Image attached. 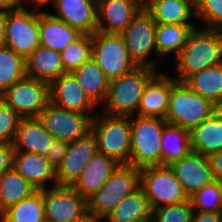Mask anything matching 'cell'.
<instances>
[{
    "mask_svg": "<svg viewBox=\"0 0 222 222\" xmlns=\"http://www.w3.org/2000/svg\"><path fill=\"white\" fill-rule=\"evenodd\" d=\"M91 57L111 80L138 67L131 58L120 34L95 32L92 34Z\"/></svg>",
    "mask_w": 222,
    "mask_h": 222,
    "instance_id": "cell-7",
    "label": "cell"
},
{
    "mask_svg": "<svg viewBox=\"0 0 222 222\" xmlns=\"http://www.w3.org/2000/svg\"><path fill=\"white\" fill-rule=\"evenodd\" d=\"M141 9L134 0H97V31L120 34Z\"/></svg>",
    "mask_w": 222,
    "mask_h": 222,
    "instance_id": "cell-17",
    "label": "cell"
},
{
    "mask_svg": "<svg viewBox=\"0 0 222 222\" xmlns=\"http://www.w3.org/2000/svg\"><path fill=\"white\" fill-rule=\"evenodd\" d=\"M20 117H38L50 101L49 84L25 76L0 94Z\"/></svg>",
    "mask_w": 222,
    "mask_h": 222,
    "instance_id": "cell-11",
    "label": "cell"
},
{
    "mask_svg": "<svg viewBox=\"0 0 222 222\" xmlns=\"http://www.w3.org/2000/svg\"><path fill=\"white\" fill-rule=\"evenodd\" d=\"M130 116L131 151L129 165L142 169L162 166L161 137L165 119Z\"/></svg>",
    "mask_w": 222,
    "mask_h": 222,
    "instance_id": "cell-4",
    "label": "cell"
},
{
    "mask_svg": "<svg viewBox=\"0 0 222 222\" xmlns=\"http://www.w3.org/2000/svg\"><path fill=\"white\" fill-rule=\"evenodd\" d=\"M57 15L51 16L67 23L81 34L97 32V0H54Z\"/></svg>",
    "mask_w": 222,
    "mask_h": 222,
    "instance_id": "cell-18",
    "label": "cell"
},
{
    "mask_svg": "<svg viewBox=\"0 0 222 222\" xmlns=\"http://www.w3.org/2000/svg\"><path fill=\"white\" fill-rule=\"evenodd\" d=\"M60 222V221H57ZM67 222H95L93 219H75Z\"/></svg>",
    "mask_w": 222,
    "mask_h": 222,
    "instance_id": "cell-49",
    "label": "cell"
},
{
    "mask_svg": "<svg viewBox=\"0 0 222 222\" xmlns=\"http://www.w3.org/2000/svg\"><path fill=\"white\" fill-rule=\"evenodd\" d=\"M152 209L141 188L126 196L104 222H151Z\"/></svg>",
    "mask_w": 222,
    "mask_h": 222,
    "instance_id": "cell-27",
    "label": "cell"
},
{
    "mask_svg": "<svg viewBox=\"0 0 222 222\" xmlns=\"http://www.w3.org/2000/svg\"><path fill=\"white\" fill-rule=\"evenodd\" d=\"M214 180L222 181V150L208 156Z\"/></svg>",
    "mask_w": 222,
    "mask_h": 222,
    "instance_id": "cell-42",
    "label": "cell"
},
{
    "mask_svg": "<svg viewBox=\"0 0 222 222\" xmlns=\"http://www.w3.org/2000/svg\"><path fill=\"white\" fill-rule=\"evenodd\" d=\"M141 8L147 7L153 0H134Z\"/></svg>",
    "mask_w": 222,
    "mask_h": 222,
    "instance_id": "cell-48",
    "label": "cell"
},
{
    "mask_svg": "<svg viewBox=\"0 0 222 222\" xmlns=\"http://www.w3.org/2000/svg\"><path fill=\"white\" fill-rule=\"evenodd\" d=\"M55 140L70 143L91 131L92 118L85 113L64 109L49 101L37 117Z\"/></svg>",
    "mask_w": 222,
    "mask_h": 222,
    "instance_id": "cell-10",
    "label": "cell"
},
{
    "mask_svg": "<svg viewBox=\"0 0 222 222\" xmlns=\"http://www.w3.org/2000/svg\"><path fill=\"white\" fill-rule=\"evenodd\" d=\"M24 1H26V0H24ZM29 1L34 3L35 9H36V8H38V6H42V5L45 6L46 3H50V1L53 2L54 0H29Z\"/></svg>",
    "mask_w": 222,
    "mask_h": 222,
    "instance_id": "cell-47",
    "label": "cell"
},
{
    "mask_svg": "<svg viewBox=\"0 0 222 222\" xmlns=\"http://www.w3.org/2000/svg\"><path fill=\"white\" fill-rule=\"evenodd\" d=\"M140 188L147 197L151 209L189 200L169 166L140 169Z\"/></svg>",
    "mask_w": 222,
    "mask_h": 222,
    "instance_id": "cell-8",
    "label": "cell"
},
{
    "mask_svg": "<svg viewBox=\"0 0 222 222\" xmlns=\"http://www.w3.org/2000/svg\"><path fill=\"white\" fill-rule=\"evenodd\" d=\"M96 152L97 140L91 131L68 143L67 153L55 170L56 184L71 186L80 177L86 164Z\"/></svg>",
    "mask_w": 222,
    "mask_h": 222,
    "instance_id": "cell-14",
    "label": "cell"
},
{
    "mask_svg": "<svg viewBox=\"0 0 222 222\" xmlns=\"http://www.w3.org/2000/svg\"><path fill=\"white\" fill-rule=\"evenodd\" d=\"M5 10L0 9V46L5 45Z\"/></svg>",
    "mask_w": 222,
    "mask_h": 222,
    "instance_id": "cell-45",
    "label": "cell"
},
{
    "mask_svg": "<svg viewBox=\"0 0 222 222\" xmlns=\"http://www.w3.org/2000/svg\"><path fill=\"white\" fill-rule=\"evenodd\" d=\"M88 97L97 105L104 102L109 79L91 57L72 72Z\"/></svg>",
    "mask_w": 222,
    "mask_h": 222,
    "instance_id": "cell-29",
    "label": "cell"
},
{
    "mask_svg": "<svg viewBox=\"0 0 222 222\" xmlns=\"http://www.w3.org/2000/svg\"><path fill=\"white\" fill-rule=\"evenodd\" d=\"M184 82L192 91L216 104L222 99V62L193 73Z\"/></svg>",
    "mask_w": 222,
    "mask_h": 222,
    "instance_id": "cell-32",
    "label": "cell"
},
{
    "mask_svg": "<svg viewBox=\"0 0 222 222\" xmlns=\"http://www.w3.org/2000/svg\"><path fill=\"white\" fill-rule=\"evenodd\" d=\"M54 140L37 117L21 118L12 145L15 151L47 156Z\"/></svg>",
    "mask_w": 222,
    "mask_h": 222,
    "instance_id": "cell-20",
    "label": "cell"
},
{
    "mask_svg": "<svg viewBox=\"0 0 222 222\" xmlns=\"http://www.w3.org/2000/svg\"><path fill=\"white\" fill-rule=\"evenodd\" d=\"M92 35L82 34L61 53L64 72H73L91 58Z\"/></svg>",
    "mask_w": 222,
    "mask_h": 222,
    "instance_id": "cell-36",
    "label": "cell"
},
{
    "mask_svg": "<svg viewBox=\"0 0 222 222\" xmlns=\"http://www.w3.org/2000/svg\"><path fill=\"white\" fill-rule=\"evenodd\" d=\"M191 151L208 157L222 150V119L213 113L190 132Z\"/></svg>",
    "mask_w": 222,
    "mask_h": 222,
    "instance_id": "cell-26",
    "label": "cell"
},
{
    "mask_svg": "<svg viewBox=\"0 0 222 222\" xmlns=\"http://www.w3.org/2000/svg\"><path fill=\"white\" fill-rule=\"evenodd\" d=\"M162 166L180 160L191 151L190 132L176 125L166 124L161 137Z\"/></svg>",
    "mask_w": 222,
    "mask_h": 222,
    "instance_id": "cell-30",
    "label": "cell"
},
{
    "mask_svg": "<svg viewBox=\"0 0 222 222\" xmlns=\"http://www.w3.org/2000/svg\"><path fill=\"white\" fill-rule=\"evenodd\" d=\"M156 74L154 68L138 66L127 74L109 80L104 113L133 116L137 112L144 87Z\"/></svg>",
    "mask_w": 222,
    "mask_h": 222,
    "instance_id": "cell-2",
    "label": "cell"
},
{
    "mask_svg": "<svg viewBox=\"0 0 222 222\" xmlns=\"http://www.w3.org/2000/svg\"><path fill=\"white\" fill-rule=\"evenodd\" d=\"M196 28L193 24H159L155 30L156 55L161 58L170 52L176 58L185 46L190 33Z\"/></svg>",
    "mask_w": 222,
    "mask_h": 222,
    "instance_id": "cell-28",
    "label": "cell"
},
{
    "mask_svg": "<svg viewBox=\"0 0 222 222\" xmlns=\"http://www.w3.org/2000/svg\"><path fill=\"white\" fill-rule=\"evenodd\" d=\"M118 165L113 158L96 152L71 187L88 200L104 185Z\"/></svg>",
    "mask_w": 222,
    "mask_h": 222,
    "instance_id": "cell-21",
    "label": "cell"
},
{
    "mask_svg": "<svg viewBox=\"0 0 222 222\" xmlns=\"http://www.w3.org/2000/svg\"><path fill=\"white\" fill-rule=\"evenodd\" d=\"M23 0H0V9L5 11H14L22 8Z\"/></svg>",
    "mask_w": 222,
    "mask_h": 222,
    "instance_id": "cell-44",
    "label": "cell"
},
{
    "mask_svg": "<svg viewBox=\"0 0 222 222\" xmlns=\"http://www.w3.org/2000/svg\"><path fill=\"white\" fill-rule=\"evenodd\" d=\"M25 76V60L6 45L0 46V94Z\"/></svg>",
    "mask_w": 222,
    "mask_h": 222,
    "instance_id": "cell-34",
    "label": "cell"
},
{
    "mask_svg": "<svg viewBox=\"0 0 222 222\" xmlns=\"http://www.w3.org/2000/svg\"><path fill=\"white\" fill-rule=\"evenodd\" d=\"M41 190L46 222L92 219L88 215L87 200L71 186L55 185Z\"/></svg>",
    "mask_w": 222,
    "mask_h": 222,
    "instance_id": "cell-12",
    "label": "cell"
},
{
    "mask_svg": "<svg viewBox=\"0 0 222 222\" xmlns=\"http://www.w3.org/2000/svg\"><path fill=\"white\" fill-rule=\"evenodd\" d=\"M68 150V143L60 140H54L53 145L46 156L51 166L56 170L61 164Z\"/></svg>",
    "mask_w": 222,
    "mask_h": 222,
    "instance_id": "cell-40",
    "label": "cell"
},
{
    "mask_svg": "<svg viewBox=\"0 0 222 222\" xmlns=\"http://www.w3.org/2000/svg\"><path fill=\"white\" fill-rule=\"evenodd\" d=\"M168 166L180 181L188 198L214 180L208 157L194 151Z\"/></svg>",
    "mask_w": 222,
    "mask_h": 222,
    "instance_id": "cell-16",
    "label": "cell"
},
{
    "mask_svg": "<svg viewBox=\"0 0 222 222\" xmlns=\"http://www.w3.org/2000/svg\"><path fill=\"white\" fill-rule=\"evenodd\" d=\"M14 148L12 144L0 143V175L13 168Z\"/></svg>",
    "mask_w": 222,
    "mask_h": 222,
    "instance_id": "cell-41",
    "label": "cell"
},
{
    "mask_svg": "<svg viewBox=\"0 0 222 222\" xmlns=\"http://www.w3.org/2000/svg\"><path fill=\"white\" fill-rule=\"evenodd\" d=\"M176 81L166 74L157 73L144 87L136 115L165 119L171 86Z\"/></svg>",
    "mask_w": 222,
    "mask_h": 222,
    "instance_id": "cell-19",
    "label": "cell"
},
{
    "mask_svg": "<svg viewBox=\"0 0 222 222\" xmlns=\"http://www.w3.org/2000/svg\"><path fill=\"white\" fill-rule=\"evenodd\" d=\"M157 23L153 20L151 15L145 10L141 9L138 14L131 20L127 28L120 33L125 46L138 66H147L155 69L158 60L148 61L152 50H155V30Z\"/></svg>",
    "mask_w": 222,
    "mask_h": 222,
    "instance_id": "cell-13",
    "label": "cell"
},
{
    "mask_svg": "<svg viewBox=\"0 0 222 222\" xmlns=\"http://www.w3.org/2000/svg\"><path fill=\"white\" fill-rule=\"evenodd\" d=\"M5 45L24 60L40 45L38 9L6 12Z\"/></svg>",
    "mask_w": 222,
    "mask_h": 222,
    "instance_id": "cell-9",
    "label": "cell"
},
{
    "mask_svg": "<svg viewBox=\"0 0 222 222\" xmlns=\"http://www.w3.org/2000/svg\"><path fill=\"white\" fill-rule=\"evenodd\" d=\"M37 189L14 168L0 175V214L9 206L29 197Z\"/></svg>",
    "mask_w": 222,
    "mask_h": 222,
    "instance_id": "cell-33",
    "label": "cell"
},
{
    "mask_svg": "<svg viewBox=\"0 0 222 222\" xmlns=\"http://www.w3.org/2000/svg\"><path fill=\"white\" fill-rule=\"evenodd\" d=\"M0 217L1 222H46L42 190L9 206Z\"/></svg>",
    "mask_w": 222,
    "mask_h": 222,
    "instance_id": "cell-31",
    "label": "cell"
},
{
    "mask_svg": "<svg viewBox=\"0 0 222 222\" xmlns=\"http://www.w3.org/2000/svg\"><path fill=\"white\" fill-rule=\"evenodd\" d=\"M159 24H191L195 15V0H153L144 8Z\"/></svg>",
    "mask_w": 222,
    "mask_h": 222,
    "instance_id": "cell-25",
    "label": "cell"
},
{
    "mask_svg": "<svg viewBox=\"0 0 222 222\" xmlns=\"http://www.w3.org/2000/svg\"><path fill=\"white\" fill-rule=\"evenodd\" d=\"M194 212L222 213V181L213 180L189 197Z\"/></svg>",
    "mask_w": 222,
    "mask_h": 222,
    "instance_id": "cell-35",
    "label": "cell"
},
{
    "mask_svg": "<svg viewBox=\"0 0 222 222\" xmlns=\"http://www.w3.org/2000/svg\"><path fill=\"white\" fill-rule=\"evenodd\" d=\"M91 132L97 140V152L113 158L118 164H128L131 151L130 116L95 114Z\"/></svg>",
    "mask_w": 222,
    "mask_h": 222,
    "instance_id": "cell-6",
    "label": "cell"
},
{
    "mask_svg": "<svg viewBox=\"0 0 222 222\" xmlns=\"http://www.w3.org/2000/svg\"><path fill=\"white\" fill-rule=\"evenodd\" d=\"M64 72L61 53L39 45L25 59V74L29 78L50 84Z\"/></svg>",
    "mask_w": 222,
    "mask_h": 222,
    "instance_id": "cell-23",
    "label": "cell"
},
{
    "mask_svg": "<svg viewBox=\"0 0 222 222\" xmlns=\"http://www.w3.org/2000/svg\"><path fill=\"white\" fill-rule=\"evenodd\" d=\"M214 113L222 119V99L215 104Z\"/></svg>",
    "mask_w": 222,
    "mask_h": 222,
    "instance_id": "cell-46",
    "label": "cell"
},
{
    "mask_svg": "<svg viewBox=\"0 0 222 222\" xmlns=\"http://www.w3.org/2000/svg\"><path fill=\"white\" fill-rule=\"evenodd\" d=\"M50 101L64 109L85 113L92 118L96 104L84 92L72 72H65L49 84Z\"/></svg>",
    "mask_w": 222,
    "mask_h": 222,
    "instance_id": "cell-15",
    "label": "cell"
},
{
    "mask_svg": "<svg viewBox=\"0 0 222 222\" xmlns=\"http://www.w3.org/2000/svg\"><path fill=\"white\" fill-rule=\"evenodd\" d=\"M21 118L0 98V143H13Z\"/></svg>",
    "mask_w": 222,
    "mask_h": 222,
    "instance_id": "cell-39",
    "label": "cell"
},
{
    "mask_svg": "<svg viewBox=\"0 0 222 222\" xmlns=\"http://www.w3.org/2000/svg\"><path fill=\"white\" fill-rule=\"evenodd\" d=\"M195 15L204 28L222 30V0H195Z\"/></svg>",
    "mask_w": 222,
    "mask_h": 222,
    "instance_id": "cell-38",
    "label": "cell"
},
{
    "mask_svg": "<svg viewBox=\"0 0 222 222\" xmlns=\"http://www.w3.org/2000/svg\"><path fill=\"white\" fill-rule=\"evenodd\" d=\"M179 82L193 73L222 62V30L197 29L190 33L187 42L175 58Z\"/></svg>",
    "mask_w": 222,
    "mask_h": 222,
    "instance_id": "cell-1",
    "label": "cell"
},
{
    "mask_svg": "<svg viewBox=\"0 0 222 222\" xmlns=\"http://www.w3.org/2000/svg\"><path fill=\"white\" fill-rule=\"evenodd\" d=\"M193 208L190 201L164 205L152 209L151 222H191Z\"/></svg>",
    "mask_w": 222,
    "mask_h": 222,
    "instance_id": "cell-37",
    "label": "cell"
},
{
    "mask_svg": "<svg viewBox=\"0 0 222 222\" xmlns=\"http://www.w3.org/2000/svg\"><path fill=\"white\" fill-rule=\"evenodd\" d=\"M214 107L215 104L192 91L185 82L176 81L171 86L165 121L191 132L214 113Z\"/></svg>",
    "mask_w": 222,
    "mask_h": 222,
    "instance_id": "cell-5",
    "label": "cell"
},
{
    "mask_svg": "<svg viewBox=\"0 0 222 222\" xmlns=\"http://www.w3.org/2000/svg\"><path fill=\"white\" fill-rule=\"evenodd\" d=\"M140 188V169L119 164L104 185L88 200V215L95 221L105 219L128 195Z\"/></svg>",
    "mask_w": 222,
    "mask_h": 222,
    "instance_id": "cell-3",
    "label": "cell"
},
{
    "mask_svg": "<svg viewBox=\"0 0 222 222\" xmlns=\"http://www.w3.org/2000/svg\"><path fill=\"white\" fill-rule=\"evenodd\" d=\"M191 222H222V213L194 212Z\"/></svg>",
    "mask_w": 222,
    "mask_h": 222,
    "instance_id": "cell-43",
    "label": "cell"
},
{
    "mask_svg": "<svg viewBox=\"0 0 222 222\" xmlns=\"http://www.w3.org/2000/svg\"><path fill=\"white\" fill-rule=\"evenodd\" d=\"M82 34L50 13L39 11L40 45L61 52Z\"/></svg>",
    "mask_w": 222,
    "mask_h": 222,
    "instance_id": "cell-24",
    "label": "cell"
},
{
    "mask_svg": "<svg viewBox=\"0 0 222 222\" xmlns=\"http://www.w3.org/2000/svg\"><path fill=\"white\" fill-rule=\"evenodd\" d=\"M13 168L37 190L46 189L47 180H54L55 169L46 156L30 152H14Z\"/></svg>",
    "mask_w": 222,
    "mask_h": 222,
    "instance_id": "cell-22",
    "label": "cell"
}]
</instances>
